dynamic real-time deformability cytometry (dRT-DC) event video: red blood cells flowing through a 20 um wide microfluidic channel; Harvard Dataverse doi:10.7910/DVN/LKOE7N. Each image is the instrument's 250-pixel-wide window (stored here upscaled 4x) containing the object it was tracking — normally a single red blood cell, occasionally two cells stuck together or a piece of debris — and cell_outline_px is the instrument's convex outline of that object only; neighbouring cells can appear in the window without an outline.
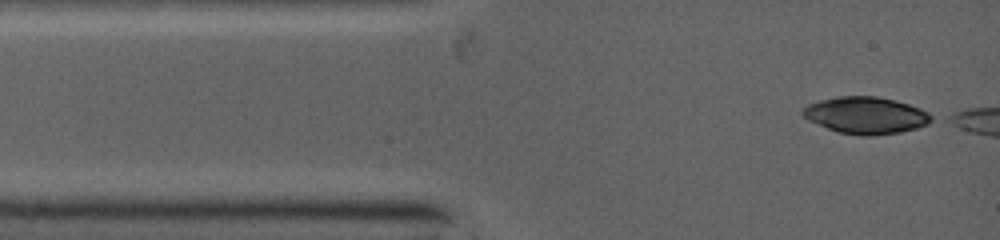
{"species": "common noctule bat (a hibernating species)", "species_latin": "Nyctalus noctula", "temperature_condition": "warm", "stored_images_in_passage": 2, "camera_frame_rate_fps": 5000, "um_per_image_px": 0.085, "animal": {"sex": "female", "body_mass_g": 19.0, "forearm_length_mm": 53.3}, "frame": {"image": 1, "passage_image": 1, "time_ms": 0.0, "image_size_px": [1000, 240], "cell_outline_px": [[936, 120], [928, 124], [916, 128], [900, 132], [840, 132], [828, 128], [808, 120], [804, 116], [804, 108], [808, 104], [820, 100], [840, 96], [876, 96], [896, 100], [920, 108], [936, 116]], "centroid_in_image_um": [73.67, 9.74], "position_along_channel_um": 11.3, "area_um2": 26.65}}